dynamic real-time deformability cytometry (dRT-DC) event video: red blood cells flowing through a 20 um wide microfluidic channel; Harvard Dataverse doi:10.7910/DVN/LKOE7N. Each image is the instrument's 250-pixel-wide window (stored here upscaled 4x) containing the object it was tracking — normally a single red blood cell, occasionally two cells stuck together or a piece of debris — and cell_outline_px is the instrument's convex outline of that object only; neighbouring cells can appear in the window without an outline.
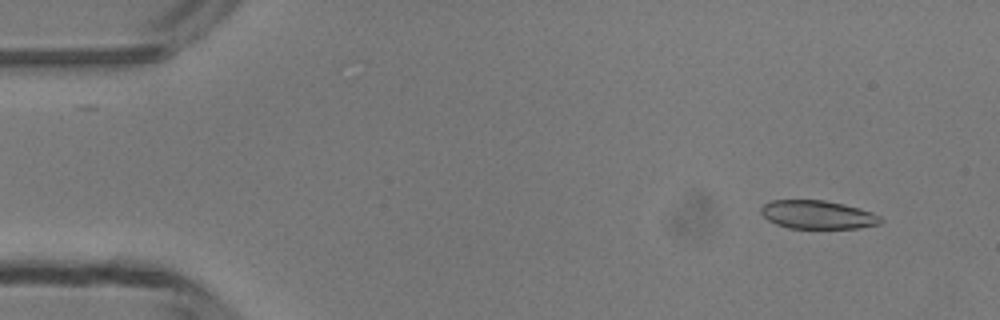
{"species": "common noctule bat (a hibernating species)", "species_latin": "Nyctalus noctula", "temperature_condition": "room temperature", "stored_images_in_passage": 48, "camera_frame_rate_fps": 3000, "um_per_image_px": 0.085, "animal": {"sex": "male", "body_mass_g": 13.3}, "frame": {"image": 1, "passage_image": 3, "time_ms": 0.667, "image_size_px": [1000, 320], "cell_outline_px": [[884, 220], [880, 224], [860, 228], [788, 228], [776, 224], [768, 220], [760, 212], [760, 208], [764, 204], [772, 200], [824, 200], [844, 204], [860, 208], [872, 212], [880, 216]], "centroid_in_image_um": [69.52, 18.25], "position_along_channel_um": 15.5, "area_um2": 19.94}}
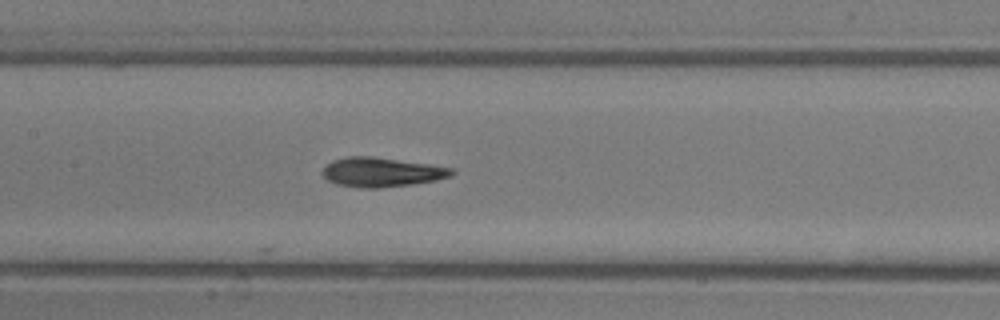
{"frame": {"image": 2, "passage_image": 22, "time_ms": 7.0, "image_size_px": [1000, 320], "cell_outline_px": [[456, 172], [452, 176], [436, 180], [412, 184], [380, 188], [360, 188], [336, 184], [328, 180], [320, 172], [332, 160], [348, 156], [372, 156], [428, 164], [452, 168]], "centroid_in_image_um": [32.43, 14.63], "position_along_channel_um": 175.0, "area_um2": 22.14}}
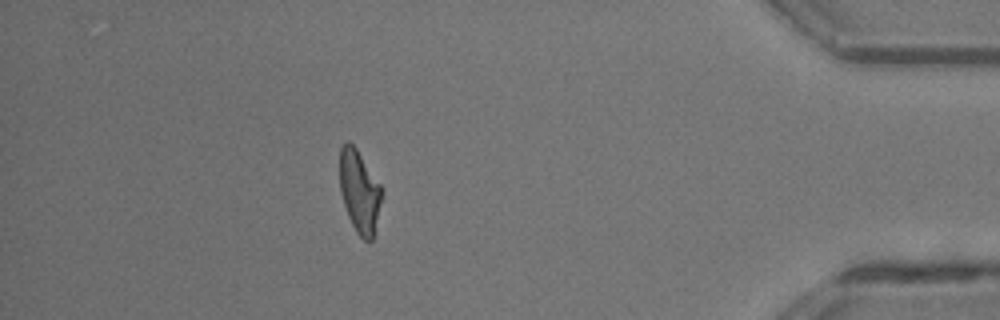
{"frame": {"image": 3, "passage_image": 42, "time_ms": 13.667, "image_size_px": [1000, 320], "cell_outline_px": [[384, 192], [372, 240], [364, 240], [356, 232], [348, 216], [340, 192], [340, 148], [348, 140], [356, 148], [380, 184]], "centroid_in_image_um": [30.56, 16.28], "position_along_channel_um": 404.6, "area_um2": 20.11}, "authors_computed_cell_mechanics": {"area_um2": 21.3571, "velocity_mm_per_s": 4.1921, "shape_relaxation_time_tau1_ms": 2.7299, "shape_relaxation_time_tau2_ms": 2.7345, "deformation_change_tau1": 0.1595, "deformation_change_tau2": 0.1083}}